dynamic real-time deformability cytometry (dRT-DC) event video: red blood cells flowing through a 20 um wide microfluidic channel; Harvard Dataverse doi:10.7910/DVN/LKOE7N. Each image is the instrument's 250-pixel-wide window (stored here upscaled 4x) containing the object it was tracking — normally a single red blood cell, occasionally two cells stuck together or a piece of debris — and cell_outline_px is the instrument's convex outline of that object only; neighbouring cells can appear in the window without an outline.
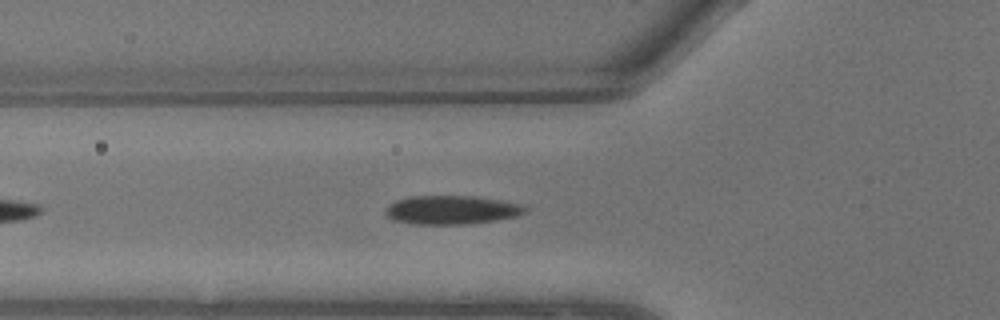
{"species": "common noctule bat (a hibernating species)", "species_latin": "Nyctalus noctula", "temperature_condition": "warm", "stored_images_in_passage": 9, "camera_frame_rate_fps": 3000, "um_per_image_px": 0.085, "animal": {"sex": "male", "body_mass_g": 13.3}, "frame": {"image": 1, "passage_image": 6, "time_ms": 1.667, "image_size_px": [1000, 320], "cell_outline_px": [[528, 208], [524, 212], [516, 216], [496, 220], [468, 224], [412, 224], [392, 220], [384, 212], [384, 208], [388, 204], [396, 200], [408, 196], [472, 196], [500, 200], [520, 204]], "centroid_in_image_um": [38.32, 17.84], "position_along_channel_um": 87.5, "area_um2": 23.47}}
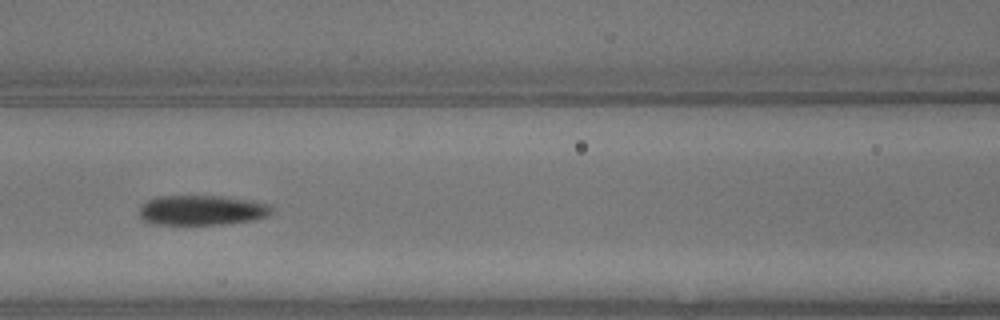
{"frame": {"image": 2, "passage_image": 8, "time_ms": 2.333, "image_size_px": [1000, 320], "cell_outline_px": [[272, 212], [268, 216], [252, 220], [224, 224], [152, 224], [144, 220], [140, 216], [140, 204], [156, 196], [228, 196], [272, 204]], "centroid_in_image_um": [17.18, 17.85], "position_along_channel_um": 149.4, "area_um2": 23.29}}